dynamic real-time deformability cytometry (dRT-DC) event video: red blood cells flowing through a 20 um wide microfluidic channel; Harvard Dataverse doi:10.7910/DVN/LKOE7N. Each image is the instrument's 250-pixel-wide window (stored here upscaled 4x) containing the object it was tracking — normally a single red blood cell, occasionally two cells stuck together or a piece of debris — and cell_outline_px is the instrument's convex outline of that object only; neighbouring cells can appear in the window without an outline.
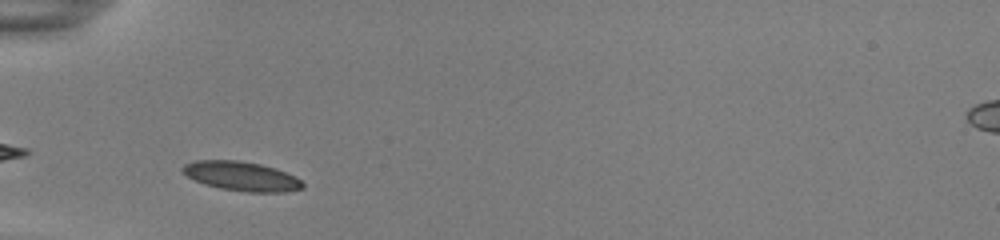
{"species": "common noctule bat (a hibernating species)", "species_latin": "Nyctalus noctula", "temperature_condition": "room temperature", "stored_images_in_passage": 36, "camera_frame_rate_fps": 3000, "um_per_image_px": 0.085, "animal": {"sex": "female", "body_mass_g": 22.0, "forearm_length_mm": 56.7}, "frame": {"image": 1, "passage_image": 4, "time_ms": 1.0, "image_size_px": [1000, 240], "cell_outline_px": [[304, 188], [284, 192], [248, 192], [220, 188], [204, 184], [188, 176], [180, 168], [184, 164], [196, 160], [236, 160], [260, 164], [276, 168], [300, 180], [304, 184]], "centroid_in_image_um": [20.51, 14.97], "position_along_channel_um": 64.5, "area_um2": 20.29}}
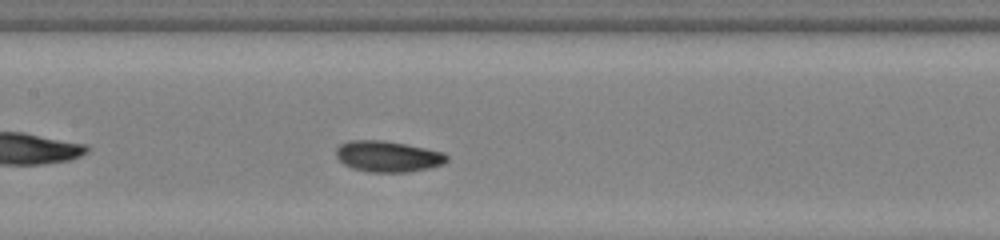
{"frame": {"image": 2, "passage_image": 13, "time_ms": 4.0, "image_size_px": [1000, 240], "cell_outline_px": [[448, 160], [444, 164], [428, 168], [408, 172], [368, 172], [352, 168], [344, 164], [336, 156], [336, 148], [340, 144], [348, 140], [384, 140], [444, 152], [448, 156]], "centroid_in_image_um": [32.96, 13.29], "position_along_channel_um": 174.4, "area_um2": 20.06}}
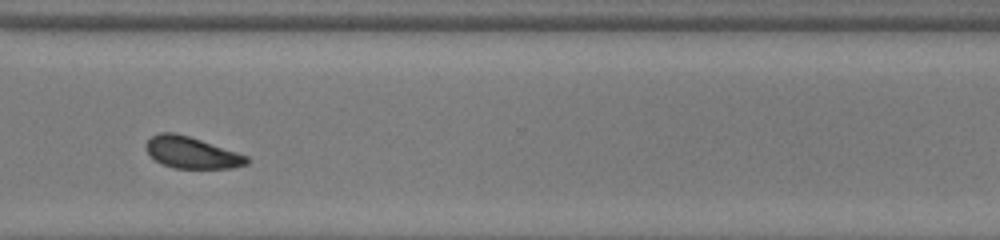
{"frame": {"image": 3, "passage_image": 27, "time_ms": 8.667, "image_size_px": [1000, 240], "cell_outline_px": [[248, 164], [232, 168], [172, 168], [160, 164], [144, 148], [144, 144], [152, 136], [160, 132], [172, 132], [188, 136], [248, 156]], "centroid_in_image_um": [16.25, 12.98], "position_along_channel_um": 354.3, "area_um2": 18.38}, "authors_computed_cell_mechanics": {"area_um2": 19.2763, "velocity_mm_per_s": 3.8487, "shape_relaxation_time_tau1_ms": 2.1728, "shape_relaxation_time_tau2_ms": null, "deformation_change_tau1": 0.077, "deformation_change_tau2": null}}